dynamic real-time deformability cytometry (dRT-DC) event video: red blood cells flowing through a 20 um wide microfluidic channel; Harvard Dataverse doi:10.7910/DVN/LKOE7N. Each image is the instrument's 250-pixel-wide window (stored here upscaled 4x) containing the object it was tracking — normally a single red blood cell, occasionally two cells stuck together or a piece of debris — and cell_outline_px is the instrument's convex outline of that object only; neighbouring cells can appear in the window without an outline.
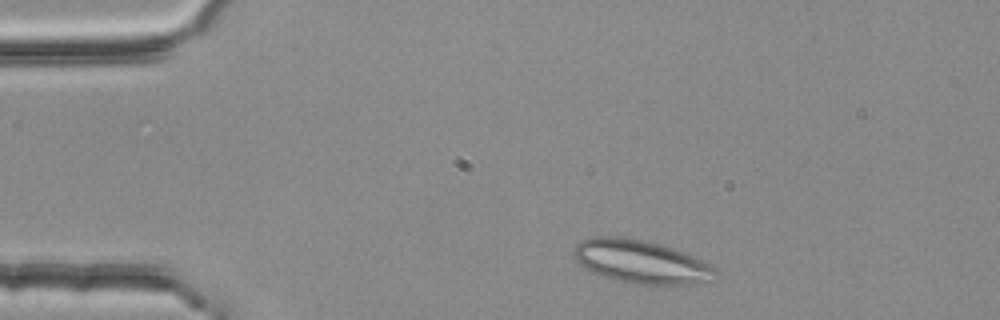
{"species": "common noctule bat (a hibernating species)", "species_latin": "Nyctalus noctula", "temperature_condition": "room temperature", "stored_images_in_passage": 42, "segment_of_instrument_passage": [1, 2], "camera_frame_rate_fps": 3000, "um_per_image_px": 0.085, "animal": {"sex": "female", "body_mass_g": 25.1}, "frame": {"image": 1, "passage_image": 3, "time_ms": 0.667, "image_size_px": [1000, 320], "cell_outline_px": [[716, 272], [708, 284], [636, 284], [616, 280], [592, 272], [584, 268], [572, 256], [572, 252], [576, 244], [580, 240], [592, 236], [620, 236], [660, 244], [672, 248], [692, 256], [716, 268]], "centroid_in_image_um": [54.44, 22.25], "position_along_channel_um": 30.6, "area_um2": 35.66}}